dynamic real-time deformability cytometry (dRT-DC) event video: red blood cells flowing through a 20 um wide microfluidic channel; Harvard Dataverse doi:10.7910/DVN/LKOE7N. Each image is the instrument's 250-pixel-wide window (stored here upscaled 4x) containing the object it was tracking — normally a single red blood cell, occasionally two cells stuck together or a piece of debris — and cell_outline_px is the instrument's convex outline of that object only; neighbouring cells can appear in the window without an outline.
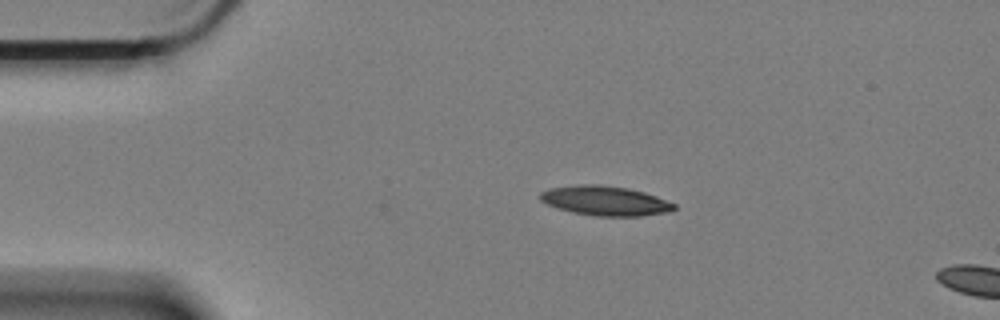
{"species": "Egyptian fruit bat (a non-hibernating species)", "species_latin": "Rousettus aegyptiacus", "temperature_condition": "cold", "stored_images_in_passage": 5, "camera_frame_rate_fps": 3000, "um_per_image_px": 0.085, "animal": {"sex": "female"}, "frame": {"image": 1, "passage_image": 1, "time_ms": 0.0, "image_size_px": [1000, 320], "cell_outline_px": [[676, 208], [668, 212], [640, 216], [596, 216], [572, 212], [556, 208], [540, 200], [540, 192], [548, 188], [580, 184], [600, 184], [628, 188], [644, 192], [656, 196], [676, 204]], "centroid_in_image_um": [51.43, 17.06], "position_along_channel_um": 33.6, "area_um2": 23.18}}